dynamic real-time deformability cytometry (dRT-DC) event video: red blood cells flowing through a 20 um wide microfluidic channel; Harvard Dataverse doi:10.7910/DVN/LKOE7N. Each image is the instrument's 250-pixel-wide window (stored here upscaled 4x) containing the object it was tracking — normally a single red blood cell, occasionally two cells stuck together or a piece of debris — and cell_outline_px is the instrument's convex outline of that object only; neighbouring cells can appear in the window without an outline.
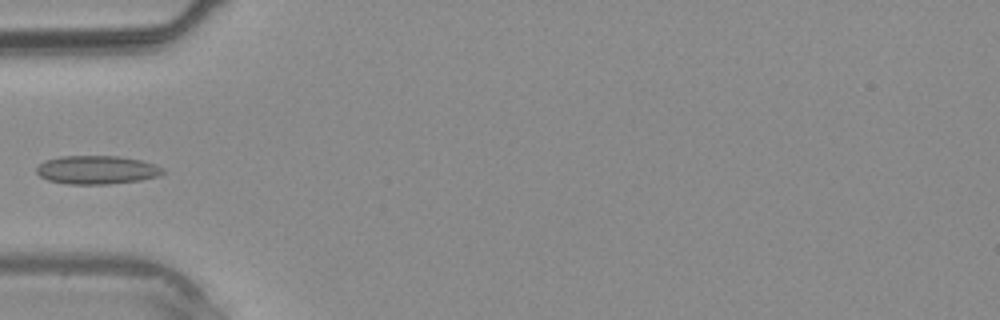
{"species": "common noctule bat (a hibernating species)", "species_latin": "Nyctalus noctula", "temperature_condition": "warm", "stored_images_in_passage": 27, "camera_frame_rate_fps": 3000, "um_per_image_px": 0.085, "animal": {"sex": "male", "body_mass_g": 20.4}, "frame": {"image": 1, "passage_image": 1, "time_ms": 0.0, "image_size_px": [1000, 320], "cell_outline_px": [[164, 172], [156, 176], [140, 180], [108, 184], [68, 184], [48, 180], [40, 176], [36, 172], [36, 168], [44, 160], [60, 156], [116, 156], [140, 160], [164, 168]], "centroid_in_image_um": [8.18, 14.44], "position_along_channel_um": 76.8, "area_um2": 20.81}}
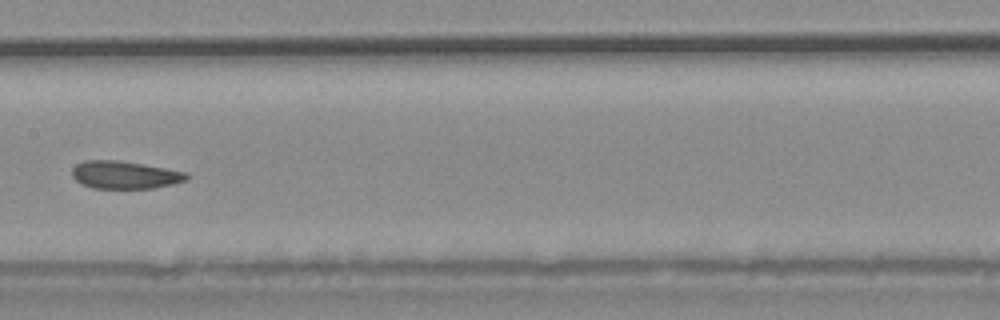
{"frame": {"image": 2, "passage_image": 8, "time_ms": 2.333, "image_size_px": [1000, 320], "cell_outline_px": [[188, 180], [156, 188], [92, 188], [76, 180], [72, 176], [72, 168], [76, 164], [84, 160], [120, 160], [188, 172]], "centroid_in_image_um": [10.62, 14.86], "position_along_channel_um": 196.8, "area_um2": 18.55}}